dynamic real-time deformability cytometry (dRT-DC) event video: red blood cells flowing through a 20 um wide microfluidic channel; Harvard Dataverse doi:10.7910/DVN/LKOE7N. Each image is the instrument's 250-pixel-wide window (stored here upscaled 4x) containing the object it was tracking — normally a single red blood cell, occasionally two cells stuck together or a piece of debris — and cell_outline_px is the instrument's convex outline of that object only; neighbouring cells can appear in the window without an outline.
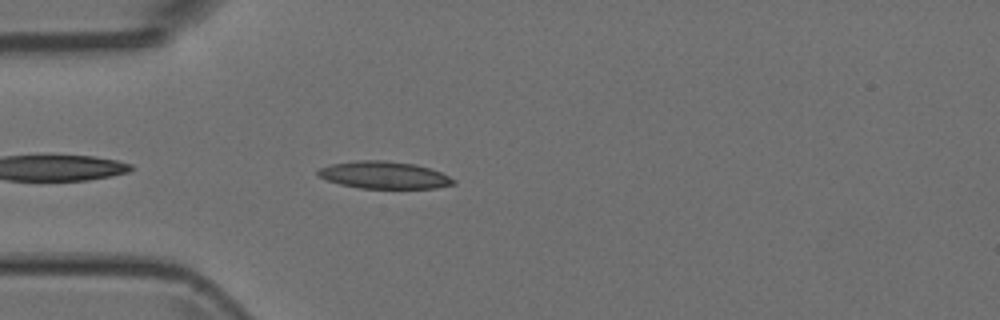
{"species": "Egyptian fruit bat (a non-hibernating species)", "species_latin": "Rousettus aegyptiacus", "temperature_condition": "room temperature", "stored_images_in_passage": 40, "camera_frame_rate_fps": 3000, "um_per_image_px": 0.085, "animal": {"sex": "female"}, "frame": {"image": 1, "passage_image": 3, "time_ms": 0.667, "image_size_px": [1000, 320], "cell_outline_px": [[456, 184], [436, 188], [360, 188], [340, 184], [324, 180], [316, 172], [320, 168], [332, 164], [356, 160], [384, 160], [416, 164], [440, 172], [456, 180]], "centroid_in_image_um": [32.65, 14.88], "position_along_channel_um": 52.4, "area_um2": 21.5}}
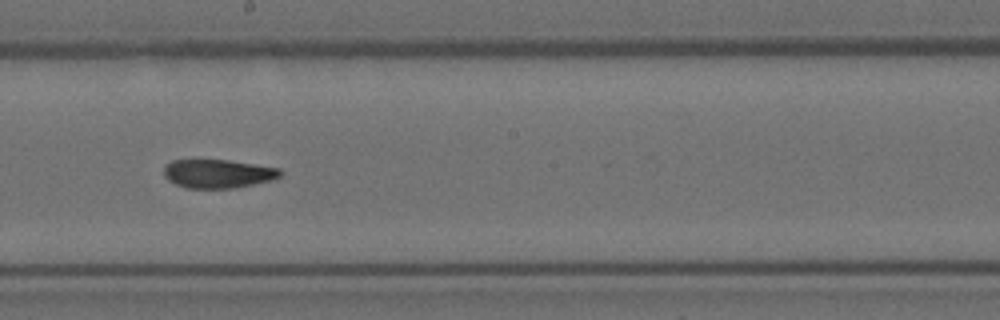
{"frame": {"image": 2, "passage_image": 17, "time_ms": 5.333, "image_size_px": [1000, 320], "cell_outline_px": [[284, 172], [280, 176], [272, 180], [236, 188], [188, 188], [176, 184], [168, 180], [164, 176], [164, 168], [172, 160], [228, 160], [280, 168]], "centroid_in_image_um": [18.56, 14.76], "position_along_channel_um": 229.6, "area_um2": 19.42}}
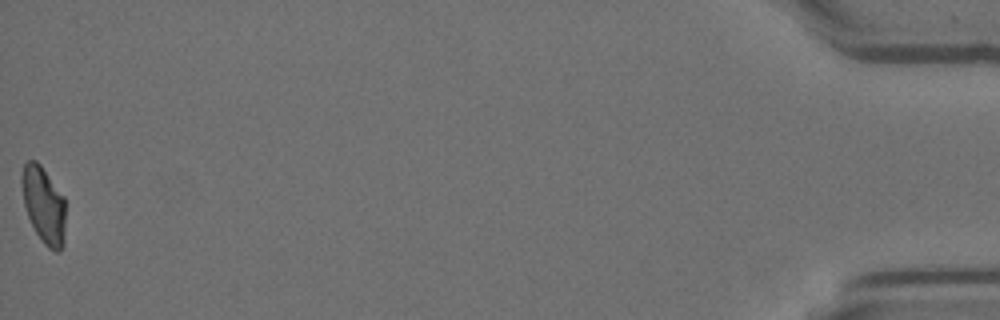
{"frame": {"image": 3, "passage_image": 40, "time_ms": 13.0, "image_size_px": [1000, 320], "cell_outline_px": [[64, 244], [60, 252], [56, 252], [48, 248], [44, 244], [36, 232], [28, 216], [24, 204], [20, 184], [20, 176], [24, 164], [28, 160], [36, 160], [40, 164], [64, 196]], "centroid_in_image_um": [3.7, 17.41], "position_along_channel_um": 431.5, "area_um2": 19.65}}